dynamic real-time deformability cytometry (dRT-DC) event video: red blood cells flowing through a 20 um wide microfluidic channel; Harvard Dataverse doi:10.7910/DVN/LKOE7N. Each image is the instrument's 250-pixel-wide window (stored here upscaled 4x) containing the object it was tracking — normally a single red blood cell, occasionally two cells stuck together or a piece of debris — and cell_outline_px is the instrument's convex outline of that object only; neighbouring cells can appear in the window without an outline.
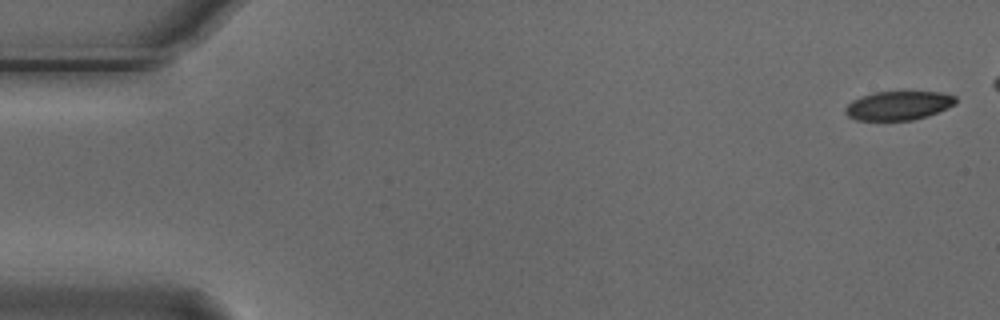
{"species": "Egyptian fruit bat (a non-hibernating species)", "species_latin": "Rousettus aegyptiacus", "temperature_condition": "cold", "stored_images_in_passage": 5, "camera_frame_rate_fps": 3000, "um_per_image_px": 0.085, "animal": {"sex": "male"}, "frame": {"image": 1, "passage_image": 1, "time_ms": 0.0, "image_size_px": [1000, 320], "cell_outline_px": [[956, 104], [928, 116], [912, 120], [856, 120], [848, 116], [844, 112], [844, 108], [852, 100], [860, 96], [876, 92], [904, 88], [940, 92], [956, 96]], "centroid_in_image_um": [76.38, 8.91], "position_along_channel_um": 8.6, "area_um2": 19.54}}